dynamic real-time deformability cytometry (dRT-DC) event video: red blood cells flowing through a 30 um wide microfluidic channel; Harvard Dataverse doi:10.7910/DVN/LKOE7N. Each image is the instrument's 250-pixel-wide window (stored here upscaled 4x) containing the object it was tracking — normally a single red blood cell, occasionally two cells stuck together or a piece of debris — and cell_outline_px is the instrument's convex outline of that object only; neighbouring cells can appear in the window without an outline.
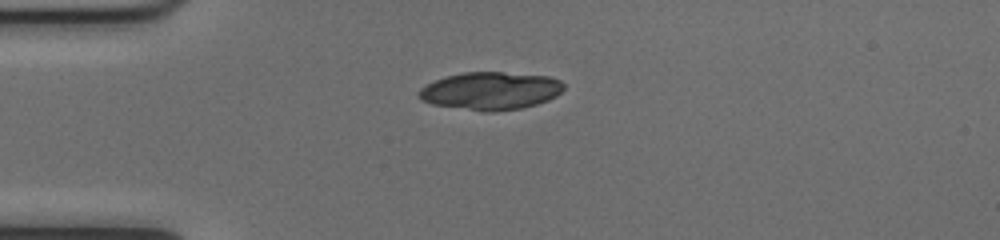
{"species": "common noctule bat (a hibernating species)", "species_latin": "Nyctalus noctula", "temperature_condition": "cold", "stored_images_in_passage": 39, "camera_frame_rate_fps": 3000, "um_per_image_px": 0.085, "animal": {"sex": "female", "body_mass_g": 17.0, "forearm_length_mm": 48.0}, "frame": {"image": 1, "passage_image": 1, "time_ms": 0.0, "image_size_px": [1000, 240], "cell_outline_px": [[564, 88], [556, 96], [548, 100], [536, 104], [520, 108], [492, 112], [484, 112], [432, 104], [420, 100], [416, 92], [420, 88], [436, 80], [448, 76], [464, 72], [500, 72], [548, 76], [560, 80], [564, 84]], "centroid_in_image_um": [41.68, 7.73], "position_along_channel_um": 43.3, "area_um2": 31.85}}